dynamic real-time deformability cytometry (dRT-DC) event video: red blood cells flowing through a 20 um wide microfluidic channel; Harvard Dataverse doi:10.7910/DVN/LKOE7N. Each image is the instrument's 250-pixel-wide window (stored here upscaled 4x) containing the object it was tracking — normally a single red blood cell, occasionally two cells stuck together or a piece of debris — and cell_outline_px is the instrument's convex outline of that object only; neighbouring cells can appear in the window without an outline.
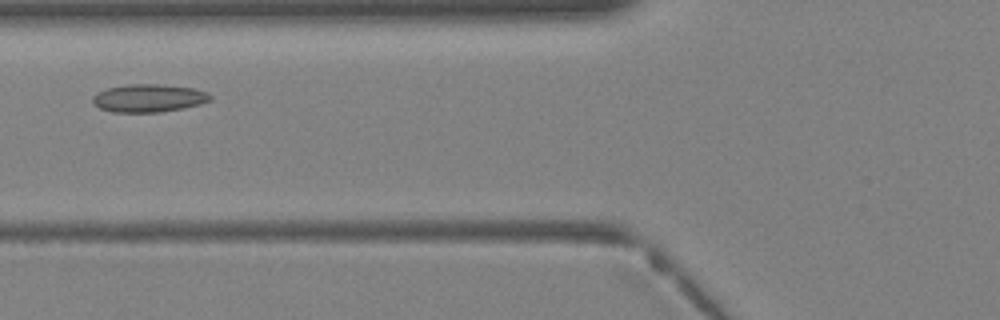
{"species": "Egyptian fruit bat (a non-hibernating species)", "species_latin": "Rousettus aegyptiacus", "temperature_condition": "warm", "stored_images_in_passage": 30, "camera_frame_rate_fps": 3000, "um_per_image_px": 0.085, "animal": {"sex": "female"}, "frame": {"image": 1, "passage_image": 7, "time_ms": 2.0, "image_size_px": [1000, 320], "cell_outline_px": [[212, 100], [200, 104], [184, 108], [160, 112], [112, 112], [100, 108], [92, 104], [92, 96], [96, 92], [108, 88], [128, 84], [160, 84], [192, 88], [208, 92], [212, 96]], "centroid_in_image_um": [12.63, 8.34], "position_along_channel_um": 113.2, "area_um2": 19.31}}
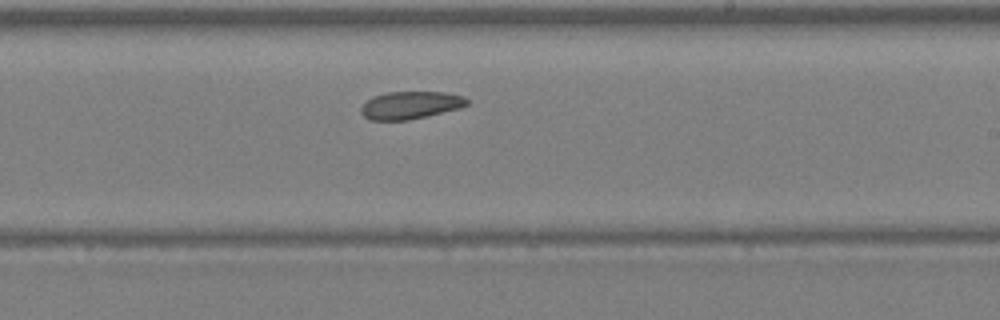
{"frame": {"image": 2, "passage_image": 15, "time_ms": 4.667, "image_size_px": [1000, 320], "cell_outline_px": [[468, 104], [460, 108], [408, 120], [368, 120], [360, 112], [360, 108], [372, 96], [388, 92], [444, 92], [464, 96], [468, 100]], "centroid_in_image_um": [34.87, 8.93], "position_along_channel_um": 254.1, "area_um2": 16.99}}
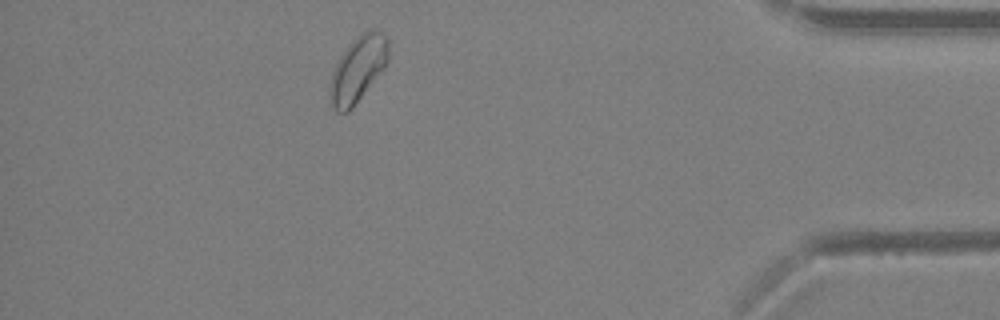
{"frame": {"image": 3, "passage_image": 26, "time_ms": 8.333, "image_size_px": [1000, 320], "cell_outline_px": [[388, 60], [384, 68], [352, 108], [348, 112], [336, 112], [332, 108], [328, 100], [328, 88], [332, 72], [340, 56], [352, 40], [360, 32], [372, 28], [380, 32], [388, 40]], "centroid_in_image_um": [30.38, 5.89], "position_along_channel_um": 404.8, "area_um2": 22.6}}